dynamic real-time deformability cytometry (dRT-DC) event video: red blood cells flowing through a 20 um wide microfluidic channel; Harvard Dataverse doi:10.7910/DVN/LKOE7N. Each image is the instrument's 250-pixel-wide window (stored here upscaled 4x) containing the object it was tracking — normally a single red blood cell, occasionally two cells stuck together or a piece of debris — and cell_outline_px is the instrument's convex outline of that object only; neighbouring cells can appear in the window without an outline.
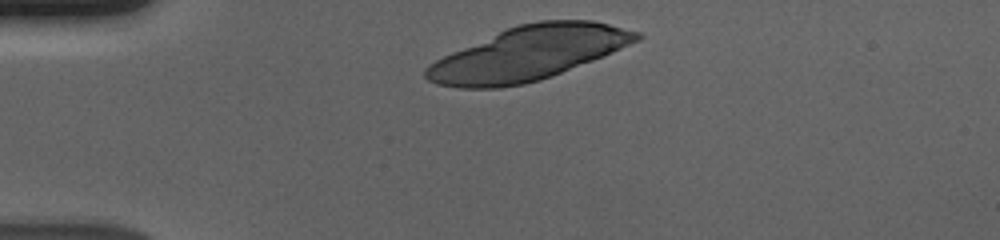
{"species": "human", "species_latin": "Homo sapiens", "temperature_condition": "cold", "stored_images_in_passage": 9, "camera_frame_rate_fps": 3000, "um_per_image_px": 0.085, "donor": {"sex": "male"}, "frame": {"image": 1, "passage_image": 1, "time_ms": 0.0, "image_size_px": [1000, 240], "cell_outline_px": [[644, 36], [640, 40], [612, 52], [592, 60], [540, 80], [524, 84], [500, 88], [460, 88], [436, 84], [428, 80], [424, 76], [424, 68], [428, 64], [452, 52], [504, 28], [516, 24], [540, 20], [592, 20], [640, 32]], "centroid_in_image_um": [44.89, 4.53], "position_along_channel_um": 40.1, "area_um2": 65.95}}